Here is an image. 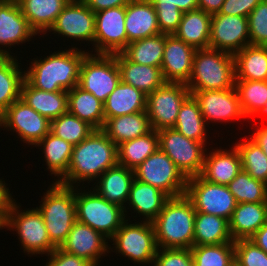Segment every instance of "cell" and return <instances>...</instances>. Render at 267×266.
Listing matches in <instances>:
<instances>
[{
	"label": "cell",
	"mask_w": 267,
	"mask_h": 266,
	"mask_svg": "<svg viewBox=\"0 0 267 266\" xmlns=\"http://www.w3.org/2000/svg\"><path fill=\"white\" fill-rule=\"evenodd\" d=\"M230 266H239L236 261H233V263Z\"/></svg>",
	"instance_id": "cell-58"
},
{
	"label": "cell",
	"mask_w": 267,
	"mask_h": 266,
	"mask_svg": "<svg viewBox=\"0 0 267 266\" xmlns=\"http://www.w3.org/2000/svg\"><path fill=\"white\" fill-rule=\"evenodd\" d=\"M75 206L76 220L101 232L109 240L126 220L124 208L108 202L93 188L87 192L76 186Z\"/></svg>",
	"instance_id": "cell-6"
},
{
	"label": "cell",
	"mask_w": 267,
	"mask_h": 266,
	"mask_svg": "<svg viewBox=\"0 0 267 266\" xmlns=\"http://www.w3.org/2000/svg\"><path fill=\"white\" fill-rule=\"evenodd\" d=\"M70 0H17L29 26L46 34Z\"/></svg>",
	"instance_id": "cell-30"
},
{
	"label": "cell",
	"mask_w": 267,
	"mask_h": 266,
	"mask_svg": "<svg viewBox=\"0 0 267 266\" xmlns=\"http://www.w3.org/2000/svg\"><path fill=\"white\" fill-rule=\"evenodd\" d=\"M94 130L87 122L69 112L51 120L50 132L73 146L87 138Z\"/></svg>",
	"instance_id": "cell-43"
},
{
	"label": "cell",
	"mask_w": 267,
	"mask_h": 266,
	"mask_svg": "<svg viewBox=\"0 0 267 266\" xmlns=\"http://www.w3.org/2000/svg\"><path fill=\"white\" fill-rule=\"evenodd\" d=\"M15 56H0V115L21 97L25 71Z\"/></svg>",
	"instance_id": "cell-35"
},
{
	"label": "cell",
	"mask_w": 267,
	"mask_h": 266,
	"mask_svg": "<svg viewBox=\"0 0 267 266\" xmlns=\"http://www.w3.org/2000/svg\"><path fill=\"white\" fill-rule=\"evenodd\" d=\"M225 0H198V9L211 15L219 13Z\"/></svg>",
	"instance_id": "cell-55"
},
{
	"label": "cell",
	"mask_w": 267,
	"mask_h": 266,
	"mask_svg": "<svg viewBox=\"0 0 267 266\" xmlns=\"http://www.w3.org/2000/svg\"><path fill=\"white\" fill-rule=\"evenodd\" d=\"M234 243L229 221L222 217L196 212L194 225V246Z\"/></svg>",
	"instance_id": "cell-37"
},
{
	"label": "cell",
	"mask_w": 267,
	"mask_h": 266,
	"mask_svg": "<svg viewBox=\"0 0 267 266\" xmlns=\"http://www.w3.org/2000/svg\"><path fill=\"white\" fill-rule=\"evenodd\" d=\"M191 95L185 83L165 82L147 95L146 111L155 131L173 128L182 103Z\"/></svg>",
	"instance_id": "cell-13"
},
{
	"label": "cell",
	"mask_w": 267,
	"mask_h": 266,
	"mask_svg": "<svg viewBox=\"0 0 267 266\" xmlns=\"http://www.w3.org/2000/svg\"><path fill=\"white\" fill-rule=\"evenodd\" d=\"M128 221L125 220L110 238L114 247L110 245L109 249L128 257L134 264H153L158 250L153 223L141 221L129 224Z\"/></svg>",
	"instance_id": "cell-8"
},
{
	"label": "cell",
	"mask_w": 267,
	"mask_h": 266,
	"mask_svg": "<svg viewBox=\"0 0 267 266\" xmlns=\"http://www.w3.org/2000/svg\"><path fill=\"white\" fill-rule=\"evenodd\" d=\"M108 241L101 232L76 221L60 248L89 261L93 266H100L101 256L110 252Z\"/></svg>",
	"instance_id": "cell-19"
},
{
	"label": "cell",
	"mask_w": 267,
	"mask_h": 266,
	"mask_svg": "<svg viewBox=\"0 0 267 266\" xmlns=\"http://www.w3.org/2000/svg\"><path fill=\"white\" fill-rule=\"evenodd\" d=\"M102 130L118 146L149 133L152 128L147 111L108 118Z\"/></svg>",
	"instance_id": "cell-31"
},
{
	"label": "cell",
	"mask_w": 267,
	"mask_h": 266,
	"mask_svg": "<svg viewBox=\"0 0 267 266\" xmlns=\"http://www.w3.org/2000/svg\"><path fill=\"white\" fill-rule=\"evenodd\" d=\"M116 60L121 81L141 90L146 95L160 88L165 83L161 67L133 63L122 53L116 54Z\"/></svg>",
	"instance_id": "cell-26"
},
{
	"label": "cell",
	"mask_w": 267,
	"mask_h": 266,
	"mask_svg": "<svg viewBox=\"0 0 267 266\" xmlns=\"http://www.w3.org/2000/svg\"><path fill=\"white\" fill-rule=\"evenodd\" d=\"M120 81L116 54H93L89 51L84 57L80 67V88L92 93L104 103Z\"/></svg>",
	"instance_id": "cell-10"
},
{
	"label": "cell",
	"mask_w": 267,
	"mask_h": 266,
	"mask_svg": "<svg viewBox=\"0 0 267 266\" xmlns=\"http://www.w3.org/2000/svg\"><path fill=\"white\" fill-rule=\"evenodd\" d=\"M127 45L160 34L157 14L150 0H131L126 5Z\"/></svg>",
	"instance_id": "cell-22"
},
{
	"label": "cell",
	"mask_w": 267,
	"mask_h": 266,
	"mask_svg": "<svg viewBox=\"0 0 267 266\" xmlns=\"http://www.w3.org/2000/svg\"><path fill=\"white\" fill-rule=\"evenodd\" d=\"M134 179V170L117 164L96 180L98 182L93 184H96L93 189L108 202L124 208L127 215L129 211L125 205Z\"/></svg>",
	"instance_id": "cell-24"
},
{
	"label": "cell",
	"mask_w": 267,
	"mask_h": 266,
	"mask_svg": "<svg viewBox=\"0 0 267 266\" xmlns=\"http://www.w3.org/2000/svg\"><path fill=\"white\" fill-rule=\"evenodd\" d=\"M146 100L147 95L141 90L120 81L103 103L105 120L146 111Z\"/></svg>",
	"instance_id": "cell-29"
},
{
	"label": "cell",
	"mask_w": 267,
	"mask_h": 266,
	"mask_svg": "<svg viewBox=\"0 0 267 266\" xmlns=\"http://www.w3.org/2000/svg\"><path fill=\"white\" fill-rule=\"evenodd\" d=\"M242 111L248 119L267 102V81L235 80Z\"/></svg>",
	"instance_id": "cell-45"
},
{
	"label": "cell",
	"mask_w": 267,
	"mask_h": 266,
	"mask_svg": "<svg viewBox=\"0 0 267 266\" xmlns=\"http://www.w3.org/2000/svg\"><path fill=\"white\" fill-rule=\"evenodd\" d=\"M166 34L160 33L134 41L121 52L133 63L161 67Z\"/></svg>",
	"instance_id": "cell-40"
},
{
	"label": "cell",
	"mask_w": 267,
	"mask_h": 266,
	"mask_svg": "<svg viewBox=\"0 0 267 266\" xmlns=\"http://www.w3.org/2000/svg\"><path fill=\"white\" fill-rule=\"evenodd\" d=\"M46 266H93L89 261L63 251L60 247L53 250Z\"/></svg>",
	"instance_id": "cell-50"
},
{
	"label": "cell",
	"mask_w": 267,
	"mask_h": 266,
	"mask_svg": "<svg viewBox=\"0 0 267 266\" xmlns=\"http://www.w3.org/2000/svg\"><path fill=\"white\" fill-rule=\"evenodd\" d=\"M206 121L195 98L190 95L181 105L174 129L188 139L206 144Z\"/></svg>",
	"instance_id": "cell-39"
},
{
	"label": "cell",
	"mask_w": 267,
	"mask_h": 266,
	"mask_svg": "<svg viewBox=\"0 0 267 266\" xmlns=\"http://www.w3.org/2000/svg\"><path fill=\"white\" fill-rule=\"evenodd\" d=\"M125 15L126 6L95 13L94 49L96 54L114 55L126 48Z\"/></svg>",
	"instance_id": "cell-15"
},
{
	"label": "cell",
	"mask_w": 267,
	"mask_h": 266,
	"mask_svg": "<svg viewBox=\"0 0 267 266\" xmlns=\"http://www.w3.org/2000/svg\"><path fill=\"white\" fill-rule=\"evenodd\" d=\"M37 209L43 216L51 243L59 248L76 220L75 188L52 181ZM46 193V194H45Z\"/></svg>",
	"instance_id": "cell-5"
},
{
	"label": "cell",
	"mask_w": 267,
	"mask_h": 266,
	"mask_svg": "<svg viewBox=\"0 0 267 266\" xmlns=\"http://www.w3.org/2000/svg\"><path fill=\"white\" fill-rule=\"evenodd\" d=\"M211 16L200 9L184 12L174 35L195 49L209 48Z\"/></svg>",
	"instance_id": "cell-32"
},
{
	"label": "cell",
	"mask_w": 267,
	"mask_h": 266,
	"mask_svg": "<svg viewBox=\"0 0 267 266\" xmlns=\"http://www.w3.org/2000/svg\"><path fill=\"white\" fill-rule=\"evenodd\" d=\"M117 164V145L102 129H95L73 146L68 171L58 182L66 186H80L82 181H96Z\"/></svg>",
	"instance_id": "cell-1"
},
{
	"label": "cell",
	"mask_w": 267,
	"mask_h": 266,
	"mask_svg": "<svg viewBox=\"0 0 267 266\" xmlns=\"http://www.w3.org/2000/svg\"><path fill=\"white\" fill-rule=\"evenodd\" d=\"M4 182V183H3ZM5 181L0 179V224H2L15 201Z\"/></svg>",
	"instance_id": "cell-52"
},
{
	"label": "cell",
	"mask_w": 267,
	"mask_h": 266,
	"mask_svg": "<svg viewBox=\"0 0 267 266\" xmlns=\"http://www.w3.org/2000/svg\"><path fill=\"white\" fill-rule=\"evenodd\" d=\"M250 45L267 46V0H262L248 15Z\"/></svg>",
	"instance_id": "cell-48"
},
{
	"label": "cell",
	"mask_w": 267,
	"mask_h": 266,
	"mask_svg": "<svg viewBox=\"0 0 267 266\" xmlns=\"http://www.w3.org/2000/svg\"><path fill=\"white\" fill-rule=\"evenodd\" d=\"M250 240L267 253V222L250 238Z\"/></svg>",
	"instance_id": "cell-56"
},
{
	"label": "cell",
	"mask_w": 267,
	"mask_h": 266,
	"mask_svg": "<svg viewBox=\"0 0 267 266\" xmlns=\"http://www.w3.org/2000/svg\"><path fill=\"white\" fill-rule=\"evenodd\" d=\"M37 35L29 26L17 1L0 0V56H11L10 48L15 44L29 42Z\"/></svg>",
	"instance_id": "cell-21"
},
{
	"label": "cell",
	"mask_w": 267,
	"mask_h": 266,
	"mask_svg": "<svg viewBox=\"0 0 267 266\" xmlns=\"http://www.w3.org/2000/svg\"><path fill=\"white\" fill-rule=\"evenodd\" d=\"M36 146H42L47 169L58 182L68 171L73 145L49 132Z\"/></svg>",
	"instance_id": "cell-38"
},
{
	"label": "cell",
	"mask_w": 267,
	"mask_h": 266,
	"mask_svg": "<svg viewBox=\"0 0 267 266\" xmlns=\"http://www.w3.org/2000/svg\"><path fill=\"white\" fill-rule=\"evenodd\" d=\"M158 132L159 148L188 179L201 174L207 148L204 143L188 139L174 128Z\"/></svg>",
	"instance_id": "cell-11"
},
{
	"label": "cell",
	"mask_w": 267,
	"mask_h": 266,
	"mask_svg": "<svg viewBox=\"0 0 267 266\" xmlns=\"http://www.w3.org/2000/svg\"><path fill=\"white\" fill-rule=\"evenodd\" d=\"M254 116H258L260 118V116L266 117L267 116V102L263 105V108H261L260 110H258L254 115Z\"/></svg>",
	"instance_id": "cell-57"
},
{
	"label": "cell",
	"mask_w": 267,
	"mask_h": 266,
	"mask_svg": "<svg viewBox=\"0 0 267 266\" xmlns=\"http://www.w3.org/2000/svg\"><path fill=\"white\" fill-rule=\"evenodd\" d=\"M18 205L15 200L1 228L17 232L24 253L49 255L56 247L50 241L42 214L37 207L20 211Z\"/></svg>",
	"instance_id": "cell-7"
},
{
	"label": "cell",
	"mask_w": 267,
	"mask_h": 266,
	"mask_svg": "<svg viewBox=\"0 0 267 266\" xmlns=\"http://www.w3.org/2000/svg\"><path fill=\"white\" fill-rule=\"evenodd\" d=\"M186 85L189 91L234 88V55L211 48L196 49L193 56L192 73Z\"/></svg>",
	"instance_id": "cell-4"
},
{
	"label": "cell",
	"mask_w": 267,
	"mask_h": 266,
	"mask_svg": "<svg viewBox=\"0 0 267 266\" xmlns=\"http://www.w3.org/2000/svg\"><path fill=\"white\" fill-rule=\"evenodd\" d=\"M157 14L160 33L172 35L180 25L183 13L198 9V0H150Z\"/></svg>",
	"instance_id": "cell-41"
},
{
	"label": "cell",
	"mask_w": 267,
	"mask_h": 266,
	"mask_svg": "<svg viewBox=\"0 0 267 266\" xmlns=\"http://www.w3.org/2000/svg\"><path fill=\"white\" fill-rule=\"evenodd\" d=\"M212 151L208 154L205 153L200 176L212 183L228 185L242 170L239 151L235 145L232 146L231 150L216 148Z\"/></svg>",
	"instance_id": "cell-23"
},
{
	"label": "cell",
	"mask_w": 267,
	"mask_h": 266,
	"mask_svg": "<svg viewBox=\"0 0 267 266\" xmlns=\"http://www.w3.org/2000/svg\"><path fill=\"white\" fill-rule=\"evenodd\" d=\"M249 41L248 17L215 13L211 16L209 48L235 54Z\"/></svg>",
	"instance_id": "cell-17"
},
{
	"label": "cell",
	"mask_w": 267,
	"mask_h": 266,
	"mask_svg": "<svg viewBox=\"0 0 267 266\" xmlns=\"http://www.w3.org/2000/svg\"><path fill=\"white\" fill-rule=\"evenodd\" d=\"M20 98L50 121L68 112L67 91H43L32 87L24 80Z\"/></svg>",
	"instance_id": "cell-27"
},
{
	"label": "cell",
	"mask_w": 267,
	"mask_h": 266,
	"mask_svg": "<svg viewBox=\"0 0 267 266\" xmlns=\"http://www.w3.org/2000/svg\"><path fill=\"white\" fill-rule=\"evenodd\" d=\"M227 187L235 197L237 204L267 202V184L254 179L243 170Z\"/></svg>",
	"instance_id": "cell-42"
},
{
	"label": "cell",
	"mask_w": 267,
	"mask_h": 266,
	"mask_svg": "<svg viewBox=\"0 0 267 266\" xmlns=\"http://www.w3.org/2000/svg\"><path fill=\"white\" fill-rule=\"evenodd\" d=\"M196 211L185 196L169 198L152 222L158 248L191 249Z\"/></svg>",
	"instance_id": "cell-3"
},
{
	"label": "cell",
	"mask_w": 267,
	"mask_h": 266,
	"mask_svg": "<svg viewBox=\"0 0 267 266\" xmlns=\"http://www.w3.org/2000/svg\"><path fill=\"white\" fill-rule=\"evenodd\" d=\"M267 222V202L239 203L229 220L233 241L250 239Z\"/></svg>",
	"instance_id": "cell-25"
},
{
	"label": "cell",
	"mask_w": 267,
	"mask_h": 266,
	"mask_svg": "<svg viewBox=\"0 0 267 266\" xmlns=\"http://www.w3.org/2000/svg\"><path fill=\"white\" fill-rule=\"evenodd\" d=\"M168 199L169 197L158 188L134 179L127 204H129L128 207L133 208L136 215L139 214V217H143L142 221L152 223Z\"/></svg>",
	"instance_id": "cell-28"
},
{
	"label": "cell",
	"mask_w": 267,
	"mask_h": 266,
	"mask_svg": "<svg viewBox=\"0 0 267 266\" xmlns=\"http://www.w3.org/2000/svg\"><path fill=\"white\" fill-rule=\"evenodd\" d=\"M193 266H230L234 259V243L197 245L191 248Z\"/></svg>",
	"instance_id": "cell-46"
},
{
	"label": "cell",
	"mask_w": 267,
	"mask_h": 266,
	"mask_svg": "<svg viewBox=\"0 0 267 266\" xmlns=\"http://www.w3.org/2000/svg\"><path fill=\"white\" fill-rule=\"evenodd\" d=\"M1 126L15 131L24 143L35 146L50 132L51 121L19 98L0 115Z\"/></svg>",
	"instance_id": "cell-14"
},
{
	"label": "cell",
	"mask_w": 267,
	"mask_h": 266,
	"mask_svg": "<svg viewBox=\"0 0 267 266\" xmlns=\"http://www.w3.org/2000/svg\"><path fill=\"white\" fill-rule=\"evenodd\" d=\"M196 49L166 34L161 72L165 82L187 83L192 73L193 56Z\"/></svg>",
	"instance_id": "cell-20"
},
{
	"label": "cell",
	"mask_w": 267,
	"mask_h": 266,
	"mask_svg": "<svg viewBox=\"0 0 267 266\" xmlns=\"http://www.w3.org/2000/svg\"><path fill=\"white\" fill-rule=\"evenodd\" d=\"M152 266H193L191 249L158 248Z\"/></svg>",
	"instance_id": "cell-49"
},
{
	"label": "cell",
	"mask_w": 267,
	"mask_h": 266,
	"mask_svg": "<svg viewBox=\"0 0 267 266\" xmlns=\"http://www.w3.org/2000/svg\"><path fill=\"white\" fill-rule=\"evenodd\" d=\"M159 148L158 132L151 130L117 146V163L134 170Z\"/></svg>",
	"instance_id": "cell-36"
},
{
	"label": "cell",
	"mask_w": 267,
	"mask_h": 266,
	"mask_svg": "<svg viewBox=\"0 0 267 266\" xmlns=\"http://www.w3.org/2000/svg\"><path fill=\"white\" fill-rule=\"evenodd\" d=\"M190 93L198 102L207 125L210 121L222 123V121L232 122L233 119H246L235 87L225 90L190 91Z\"/></svg>",
	"instance_id": "cell-18"
},
{
	"label": "cell",
	"mask_w": 267,
	"mask_h": 266,
	"mask_svg": "<svg viewBox=\"0 0 267 266\" xmlns=\"http://www.w3.org/2000/svg\"><path fill=\"white\" fill-rule=\"evenodd\" d=\"M134 177L158 188L169 198L185 195L187 178L160 148L134 169Z\"/></svg>",
	"instance_id": "cell-9"
},
{
	"label": "cell",
	"mask_w": 267,
	"mask_h": 266,
	"mask_svg": "<svg viewBox=\"0 0 267 266\" xmlns=\"http://www.w3.org/2000/svg\"><path fill=\"white\" fill-rule=\"evenodd\" d=\"M234 259L239 266H267V253L250 239L234 241Z\"/></svg>",
	"instance_id": "cell-47"
},
{
	"label": "cell",
	"mask_w": 267,
	"mask_h": 266,
	"mask_svg": "<svg viewBox=\"0 0 267 266\" xmlns=\"http://www.w3.org/2000/svg\"><path fill=\"white\" fill-rule=\"evenodd\" d=\"M77 41L92 42L95 36V12L82 0H70L47 32Z\"/></svg>",
	"instance_id": "cell-16"
},
{
	"label": "cell",
	"mask_w": 267,
	"mask_h": 266,
	"mask_svg": "<svg viewBox=\"0 0 267 266\" xmlns=\"http://www.w3.org/2000/svg\"><path fill=\"white\" fill-rule=\"evenodd\" d=\"M67 92L68 112L87 122L94 129H102L105 124L103 102L78 85Z\"/></svg>",
	"instance_id": "cell-34"
},
{
	"label": "cell",
	"mask_w": 267,
	"mask_h": 266,
	"mask_svg": "<svg viewBox=\"0 0 267 266\" xmlns=\"http://www.w3.org/2000/svg\"><path fill=\"white\" fill-rule=\"evenodd\" d=\"M185 196L196 212L216 215L228 221L237 205L227 185L206 181L200 175L187 179Z\"/></svg>",
	"instance_id": "cell-12"
},
{
	"label": "cell",
	"mask_w": 267,
	"mask_h": 266,
	"mask_svg": "<svg viewBox=\"0 0 267 266\" xmlns=\"http://www.w3.org/2000/svg\"><path fill=\"white\" fill-rule=\"evenodd\" d=\"M255 143H257L264 154L267 156V126L262 124L259 129H255V132L250 137Z\"/></svg>",
	"instance_id": "cell-54"
},
{
	"label": "cell",
	"mask_w": 267,
	"mask_h": 266,
	"mask_svg": "<svg viewBox=\"0 0 267 266\" xmlns=\"http://www.w3.org/2000/svg\"><path fill=\"white\" fill-rule=\"evenodd\" d=\"M234 59L235 80L267 81V46L247 45Z\"/></svg>",
	"instance_id": "cell-33"
},
{
	"label": "cell",
	"mask_w": 267,
	"mask_h": 266,
	"mask_svg": "<svg viewBox=\"0 0 267 266\" xmlns=\"http://www.w3.org/2000/svg\"><path fill=\"white\" fill-rule=\"evenodd\" d=\"M261 1L262 0H225L219 13L248 17Z\"/></svg>",
	"instance_id": "cell-51"
},
{
	"label": "cell",
	"mask_w": 267,
	"mask_h": 266,
	"mask_svg": "<svg viewBox=\"0 0 267 266\" xmlns=\"http://www.w3.org/2000/svg\"><path fill=\"white\" fill-rule=\"evenodd\" d=\"M248 138L235 143L241 157L242 170L267 184V156L250 136Z\"/></svg>",
	"instance_id": "cell-44"
},
{
	"label": "cell",
	"mask_w": 267,
	"mask_h": 266,
	"mask_svg": "<svg viewBox=\"0 0 267 266\" xmlns=\"http://www.w3.org/2000/svg\"><path fill=\"white\" fill-rule=\"evenodd\" d=\"M89 52L72 47L54 51L44 59L33 58L25 70V80L34 88L48 92L69 91L79 83L80 67Z\"/></svg>",
	"instance_id": "cell-2"
},
{
	"label": "cell",
	"mask_w": 267,
	"mask_h": 266,
	"mask_svg": "<svg viewBox=\"0 0 267 266\" xmlns=\"http://www.w3.org/2000/svg\"><path fill=\"white\" fill-rule=\"evenodd\" d=\"M93 12L126 6L131 0H82Z\"/></svg>",
	"instance_id": "cell-53"
}]
</instances>
